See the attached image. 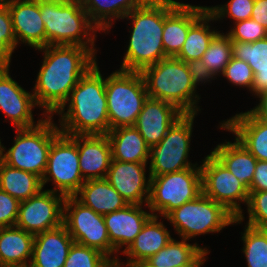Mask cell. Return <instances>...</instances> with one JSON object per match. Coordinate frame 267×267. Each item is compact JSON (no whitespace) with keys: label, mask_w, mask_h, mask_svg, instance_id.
I'll use <instances>...</instances> for the list:
<instances>
[{"label":"cell","mask_w":267,"mask_h":267,"mask_svg":"<svg viewBox=\"0 0 267 267\" xmlns=\"http://www.w3.org/2000/svg\"><path fill=\"white\" fill-rule=\"evenodd\" d=\"M44 52L33 95L43 116H53L67 101L71 90L96 62L88 48L75 45H48Z\"/></svg>","instance_id":"6da1fadb"},{"label":"cell","mask_w":267,"mask_h":267,"mask_svg":"<svg viewBox=\"0 0 267 267\" xmlns=\"http://www.w3.org/2000/svg\"><path fill=\"white\" fill-rule=\"evenodd\" d=\"M67 103V112H64ZM56 113L61 116L59 130L63 134H107L110 131L105 78L97 63L80 78Z\"/></svg>","instance_id":"7a4b0ae2"},{"label":"cell","mask_w":267,"mask_h":267,"mask_svg":"<svg viewBox=\"0 0 267 267\" xmlns=\"http://www.w3.org/2000/svg\"><path fill=\"white\" fill-rule=\"evenodd\" d=\"M124 18L133 27L120 70L141 72L166 58L163 48L164 0H146Z\"/></svg>","instance_id":"3957f363"},{"label":"cell","mask_w":267,"mask_h":267,"mask_svg":"<svg viewBox=\"0 0 267 267\" xmlns=\"http://www.w3.org/2000/svg\"><path fill=\"white\" fill-rule=\"evenodd\" d=\"M39 8L45 25V47L75 45L97 53L95 33L100 30L90 21L81 0H39Z\"/></svg>","instance_id":"277c9868"},{"label":"cell","mask_w":267,"mask_h":267,"mask_svg":"<svg viewBox=\"0 0 267 267\" xmlns=\"http://www.w3.org/2000/svg\"><path fill=\"white\" fill-rule=\"evenodd\" d=\"M148 97L175 105L184 114H197L200 97L188 71L186 62L176 57H166L143 69Z\"/></svg>","instance_id":"5b68a950"},{"label":"cell","mask_w":267,"mask_h":267,"mask_svg":"<svg viewBox=\"0 0 267 267\" xmlns=\"http://www.w3.org/2000/svg\"><path fill=\"white\" fill-rule=\"evenodd\" d=\"M52 118L53 116H46L36 126L16 129L14 145L3 153L2 161L42 179L52 141L61 133Z\"/></svg>","instance_id":"8992f818"},{"label":"cell","mask_w":267,"mask_h":267,"mask_svg":"<svg viewBox=\"0 0 267 267\" xmlns=\"http://www.w3.org/2000/svg\"><path fill=\"white\" fill-rule=\"evenodd\" d=\"M110 130L134 126L148 98L140 72L117 70L105 79Z\"/></svg>","instance_id":"52a82bcc"},{"label":"cell","mask_w":267,"mask_h":267,"mask_svg":"<svg viewBox=\"0 0 267 267\" xmlns=\"http://www.w3.org/2000/svg\"><path fill=\"white\" fill-rule=\"evenodd\" d=\"M182 239L220 232L233 224L235 217L221 204L201 193L196 199L182 204L166 217Z\"/></svg>","instance_id":"ba28073f"},{"label":"cell","mask_w":267,"mask_h":267,"mask_svg":"<svg viewBox=\"0 0 267 267\" xmlns=\"http://www.w3.org/2000/svg\"><path fill=\"white\" fill-rule=\"evenodd\" d=\"M150 178L147 207L153 215L159 212V215L166 217L171 211L202 193L201 168H187Z\"/></svg>","instance_id":"9c48e42d"},{"label":"cell","mask_w":267,"mask_h":267,"mask_svg":"<svg viewBox=\"0 0 267 267\" xmlns=\"http://www.w3.org/2000/svg\"><path fill=\"white\" fill-rule=\"evenodd\" d=\"M195 115L183 114L156 145L150 147L149 176H161L187 168H200L188 161Z\"/></svg>","instance_id":"30bf717a"},{"label":"cell","mask_w":267,"mask_h":267,"mask_svg":"<svg viewBox=\"0 0 267 267\" xmlns=\"http://www.w3.org/2000/svg\"><path fill=\"white\" fill-rule=\"evenodd\" d=\"M63 224L74 242L95 248L106 255L115 267L124 266L110 243L104 216L81 203L76 196L65 198Z\"/></svg>","instance_id":"8fae6325"},{"label":"cell","mask_w":267,"mask_h":267,"mask_svg":"<svg viewBox=\"0 0 267 267\" xmlns=\"http://www.w3.org/2000/svg\"><path fill=\"white\" fill-rule=\"evenodd\" d=\"M50 180L54 185V189L50 191L64 197L76 196L85 182L79 167L77 135L60 133L52 141L42 186Z\"/></svg>","instance_id":"7c38bea8"},{"label":"cell","mask_w":267,"mask_h":267,"mask_svg":"<svg viewBox=\"0 0 267 267\" xmlns=\"http://www.w3.org/2000/svg\"><path fill=\"white\" fill-rule=\"evenodd\" d=\"M200 165L202 193L221 204L234 217L233 225L244 220L240 203H248L249 189L239 181L212 153ZM240 201V202H239Z\"/></svg>","instance_id":"4fadbf2b"},{"label":"cell","mask_w":267,"mask_h":267,"mask_svg":"<svg viewBox=\"0 0 267 267\" xmlns=\"http://www.w3.org/2000/svg\"><path fill=\"white\" fill-rule=\"evenodd\" d=\"M65 198L49 189H42L29 199L20 201L15 226L35 235L62 225Z\"/></svg>","instance_id":"5bb4252c"},{"label":"cell","mask_w":267,"mask_h":267,"mask_svg":"<svg viewBox=\"0 0 267 267\" xmlns=\"http://www.w3.org/2000/svg\"><path fill=\"white\" fill-rule=\"evenodd\" d=\"M9 68V63H0V110L16 129L36 126L43 118L34 121L32 111L37 105L34 95L11 78Z\"/></svg>","instance_id":"9a60e30c"},{"label":"cell","mask_w":267,"mask_h":267,"mask_svg":"<svg viewBox=\"0 0 267 267\" xmlns=\"http://www.w3.org/2000/svg\"><path fill=\"white\" fill-rule=\"evenodd\" d=\"M207 11V6H192L164 0L163 48L166 57H176L183 47L189 28Z\"/></svg>","instance_id":"2e32d148"},{"label":"cell","mask_w":267,"mask_h":267,"mask_svg":"<svg viewBox=\"0 0 267 267\" xmlns=\"http://www.w3.org/2000/svg\"><path fill=\"white\" fill-rule=\"evenodd\" d=\"M147 164L111 160L105 179L128 204L147 205L151 179L150 176L146 179Z\"/></svg>","instance_id":"e0dca14e"},{"label":"cell","mask_w":267,"mask_h":267,"mask_svg":"<svg viewBox=\"0 0 267 267\" xmlns=\"http://www.w3.org/2000/svg\"><path fill=\"white\" fill-rule=\"evenodd\" d=\"M183 114L169 102L148 97L134 126L144 138L146 144L151 147L163 139L169 128Z\"/></svg>","instance_id":"ac0fdd59"},{"label":"cell","mask_w":267,"mask_h":267,"mask_svg":"<svg viewBox=\"0 0 267 267\" xmlns=\"http://www.w3.org/2000/svg\"><path fill=\"white\" fill-rule=\"evenodd\" d=\"M221 129L236 135V139L257 159L267 161V120L253 109L223 121Z\"/></svg>","instance_id":"d6986e66"},{"label":"cell","mask_w":267,"mask_h":267,"mask_svg":"<svg viewBox=\"0 0 267 267\" xmlns=\"http://www.w3.org/2000/svg\"><path fill=\"white\" fill-rule=\"evenodd\" d=\"M17 45L19 42L39 49L45 47V25L39 0H12L7 3Z\"/></svg>","instance_id":"ffe728a7"},{"label":"cell","mask_w":267,"mask_h":267,"mask_svg":"<svg viewBox=\"0 0 267 267\" xmlns=\"http://www.w3.org/2000/svg\"><path fill=\"white\" fill-rule=\"evenodd\" d=\"M77 150L84 180L106 178L112 160L107 134L77 135Z\"/></svg>","instance_id":"44dd1931"},{"label":"cell","mask_w":267,"mask_h":267,"mask_svg":"<svg viewBox=\"0 0 267 267\" xmlns=\"http://www.w3.org/2000/svg\"><path fill=\"white\" fill-rule=\"evenodd\" d=\"M74 243L64 224L34 235L30 267H63Z\"/></svg>","instance_id":"7402d4cb"},{"label":"cell","mask_w":267,"mask_h":267,"mask_svg":"<svg viewBox=\"0 0 267 267\" xmlns=\"http://www.w3.org/2000/svg\"><path fill=\"white\" fill-rule=\"evenodd\" d=\"M142 205L128 204L123 209L104 215L110 243L116 253L123 246L127 249L153 215L142 210Z\"/></svg>","instance_id":"603a6c76"},{"label":"cell","mask_w":267,"mask_h":267,"mask_svg":"<svg viewBox=\"0 0 267 267\" xmlns=\"http://www.w3.org/2000/svg\"><path fill=\"white\" fill-rule=\"evenodd\" d=\"M157 220L158 215H152L135 240L127 249L122 251L128 257L127 263H125L126 267H133L138 263L147 261L172 239L163 222Z\"/></svg>","instance_id":"cb8c5ba5"},{"label":"cell","mask_w":267,"mask_h":267,"mask_svg":"<svg viewBox=\"0 0 267 267\" xmlns=\"http://www.w3.org/2000/svg\"><path fill=\"white\" fill-rule=\"evenodd\" d=\"M33 242L34 234L26 232L22 228L1 227L0 267L29 266L32 259Z\"/></svg>","instance_id":"d4e9b609"},{"label":"cell","mask_w":267,"mask_h":267,"mask_svg":"<svg viewBox=\"0 0 267 267\" xmlns=\"http://www.w3.org/2000/svg\"><path fill=\"white\" fill-rule=\"evenodd\" d=\"M176 241L173 238L170 242L146 262L153 267H201L204 265L206 255L209 253L197 243H186V239Z\"/></svg>","instance_id":"484cf974"},{"label":"cell","mask_w":267,"mask_h":267,"mask_svg":"<svg viewBox=\"0 0 267 267\" xmlns=\"http://www.w3.org/2000/svg\"><path fill=\"white\" fill-rule=\"evenodd\" d=\"M107 136L111 145L112 160L147 163L150 147L135 126L110 130Z\"/></svg>","instance_id":"4316f807"},{"label":"cell","mask_w":267,"mask_h":267,"mask_svg":"<svg viewBox=\"0 0 267 267\" xmlns=\"http://www.w3.org/2000/svg\"><path fill=\"white\" fill-rule=\"evenodd\" d=\"M76 197L85 206L103 216L128 205L105 178L85 180Z\"/></svg>","instance_id":"83f0119b"},{"label":"cell","mask_w":267,"mask_h":267,"mask_svg":"<svg viewBox=\"0 0 267 267\" xmlns=\"http://www.w3.org/2000/svg\"><path fill=\"white\" fill-rule=\"evenodd\" d=\"M211 153L248 189L250 188L257 159L237 140L217 145Z\"/></svg>","instance_id":"f1b7e54d"},{"label":"cell","mask_w":267,"mask_h":267,"mask_svg":"<svg viewBox=\"0 0 267 267\" xmlns=\"http://www.w3.org/2000/svg\"><path fill=\"white\" fill-rule=\"evenodd\" d=\"M233 57L252 68L254 81L251 92L261 98L267 93V37L253 43L232 42Z\"/></svg>","instance_id":"f546056e"},{"label":"cell","mask_w":267,"mask_h":267,"mask_svg":"<svg viewBox=\"0 0 267 267\" xmlns=\"http://www.w3.org/2000/svg\"><path fill=\"white\" fill-rule=\"evenodd\" d=\"M146 0H81L90 21L100 30L109 31L113 20L124 19ZM110 28V29H109Z\"/></svg>","instance_id":"4dcf8cb0"},{"label":"cell","mask_w":267,"mask_h":267,"mask_svg":"<svg viewBox=\"0 0 267 267\" xmlns=\"http://www.w3.org/2000/svg\"><path fill=\"white\" fill-rule=\"evenodd\" d=\"M0 189L19 201L38 194L42 189V179L30 172L13 168L0 161Z\"/></svg>","instance_id":"1f68e13d"},{"label":"cell","mask_w":267,"mask_h":267,"mask_svg":"<svg viewBox=\"0 0 267 267\" xmlns=\"http://www.w3.org/2000/svg\"><path fill=\"white\" fill-rule=\"evenodd\" d=\"M215 18L206 11L190 28L182 49L176 58L188 62L201 59L214 36L219 32L210 29L209 21Z\"/></svg>","instance_id":"d6a6232c"},{"label":"cell","mask_w":267,"mask_h":267,"mask_svg":"<svg viewBox=\"0 0 267 267\" xmlns=\"http://www.w3.org/2000/svg\"><path fill=\"white\" fill-rule=\"evenodd\" d=\"M233 57L232 41L227 34L220 31L211 40L201 60L214 76L222 74Z\"/></svg>","instance_id":"836d02e7"},{"label":"cell","mask_w":267,"mask_h":267,"mask_svg":"<svg viewBox=\"0 0 267 267\" xmlns=\"http://www.w3.org/2000/svg\"><path fill=\"white\" fill-rule=\"evenodd\" d=\"M245 226L241 238L247 267H267V230Z\"/></svg>","instance_id":"e575fe53"},{"label":"cell","mask_w":267,"mask_h":267,"mask_svg":"<svg viewBox=\"0 0 267 267\" xmlns=\"http://www.w3.org/2000/svg\"><path fill=\"white\" fill-rule=\"evenodd\" d=\"M63 267H115L102 252L74 242Z\"/></svg>","instance_id":"d590c367"},{"label":"cell","mask_w":267,"mask_h":267,"mask_svg":"<svg viewBox=\"0 0 267 267\" xmlns=\"http://www.w3.org/2000/svg\"><path fill=\"white\" fill-rule=\"evenodd\" d=\"M16 47L17 42L7 3L0 1V63L10 64Z\"/></svg>","instance_id":"8d00e7d4"},{"label":"cell","mask_w":267,"mask_h":267,"mask_svg":"<svg viewBox=\"0 0 267 267\" xmlns=\"http://www.w3.org/2000/svg\"><path fill=\"white\" fill-rule=\"evenodd\" d=\"M255 0H230L225 5L207 7V11L215 18L220 20L225 15L235 22L250 19L253 11Z\"/></svg>","instance_id":"74e56055"},{"label":"cell","mask_w":267,"mask_h":267,"mask_svg":"<svg viewBox=\"0 0 267 267\" xmlns=\"http://www.w3.org/2000/svg\"><path fill=\"white\" fill-rule=\"evenodd\" d=\"M247 211L248 226L267 230V190L249 191Z\"/></svg>","instance_id":"f35d334b"},{"label":"cell","mask_w":267,"mask_h":267,"mask_svg":"<svg viewBox=\"0 0 267 267\" xmlns=\"http://www.w3.org/2000/svg\"><path fill=\"white\" fill-rule=\"evenodd\" d=\"M234 23V27L226 33L232 42L253 43L267 37V30L252 18Z\"/></svg>","instance_id":"ab89813d"},{"label":"cell","mask_w":267,"mask_h":267,"mask_svg":"<svg viewBox=\"0 0 267 267\" xmlns=\"http://www.w3.org/2000/svg\"><path fill=\"white\" fill-rule=\"evenodd\" d=\"M222 75L228 79L230 83L240 87H247L249 91H251L254 74L247 62L232 57Z\"/></svg>","instance_id":"60d3db41"},{"label":"cell","mask_w":267,"mask_h":267,"mask_svg":"<svg viewBox=\"0 0 267 267\" xmlns=\"http://www.w3.org/2000/svg\"><path fill=\"white\" fill-rule=\"evenodd\" d=\"M20 201L0 189V228L15 226Z\"/></svg>","instance_id":"b9f144b4"},{"label":"cell","mask_w":267,"mask_h":267,"mask_svg":"<svg viewBox=\"0 0 267 267\" xmlns=\"http://www.w3.org/2000/svg\"><path fill=\"white\" fill-rule=\"evenodd\" d=\"M186 65L196 87L200 82L205 83L215 78L201 59L190 60L186 62Z\"/></svg>","instance_id":"7bdbcfd3"},{"label":"cell","mask_w":267,"mask_h":267,"mask_svg":"<svg viewBox=\"0 0 267 267\" xmlns=\"http://www.w3.org/2000/svg\"><path fill=\"white\" fill-rule=\"evenodd\" d=\"M267 190V161H257L249 191Z\"/></svg>","instance_id":"ee69618b"},{"label":"cell","mask_w":267,"mask_h":267,"mask_svg":"<svg viewBox=\"0 0 267 267\" xmlns=\"http://www.w3.org/2000/svg\"><path fill=\"white\" fill-rule=\"evenodd\" d=\"M251 18L267 30V0H255Z\"/></svg>","instance_id":"f6af8a7d"},{"label":"cell","mask_w":267,"mask_h":267,"mask_svg":"<svg viewBox=\"0 0 267 267\" xmlns=\"http://www.w3.org/2000/svg\"><path fill=\"white\" fill-rule=\"evenodd\" d=\"M253 110L267 120V93L260 98V103Z\"/></svg>","instance_id":"bcb514c9"},{"label":"cell","mask_w":267,"mask_h":267,"mask_svg":"<svg viewBox=\"0 0 267 267\" xmlns=\"http://www.w3.org/2000/svg\"><path fill=\"white\" fill-rule=\"evenodd\" d=\"M133 267H153V266H150L146 261H144V262L136 264Z\"/></svg>","instance_id":"7dc6e473"},{"label":"cell","mask_w":267,"mask_h":267,"mask_svg":"<svg viewBox=\"0 0 267 267\" xmlns=\"http://www.w3.org/2000/svg\"><path fill=\"white\" fill-rule=\"evenodd\" d=\"M6 148L2 146L1 139H0V161L3 159V153L5 152Z\"/></svg>","instance_id":"c3c4849f"},{"label":"cell","mask_w":267,"mask_h":267,"mask_svg":"<svg viewBox=\"0 0 267 267\" xmlns=\"http://www.w3.org/2000/svg\"><path fill=\"white\" fill-rule=\"evenodd\" d=\"M0 1H3V2L8 3V2H10V1H12V0H0Z\"/></svg>","instance_id":"681fc988"}]
</instances>
